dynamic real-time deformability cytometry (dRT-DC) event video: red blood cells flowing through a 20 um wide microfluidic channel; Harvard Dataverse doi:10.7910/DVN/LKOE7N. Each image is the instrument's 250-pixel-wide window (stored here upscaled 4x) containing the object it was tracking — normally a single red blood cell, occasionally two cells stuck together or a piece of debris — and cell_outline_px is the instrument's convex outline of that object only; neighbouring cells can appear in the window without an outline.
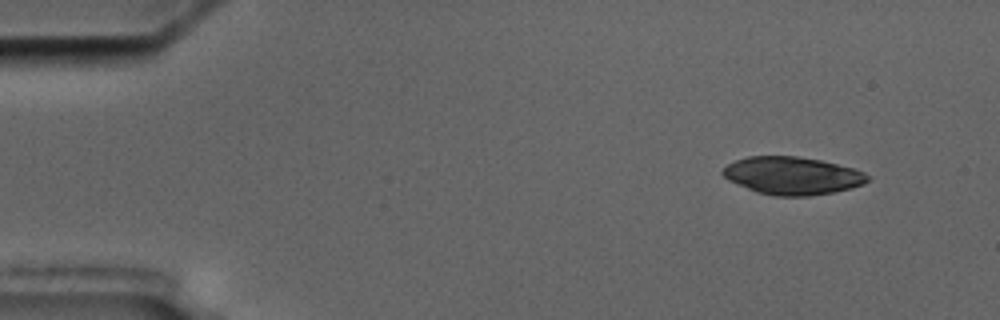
{"species": "common noctule bat (a hibernating species)", "species_latin": "Nyctalus noctula", "temperature_condition": "cold", "stored_images_in_passage": 10, "camera_frame_rate_fps": 3000, "um_per_image_px": 0.085, "animal": {"sex": "male", "body_mass_g": 17.5, "forearm_length_mm": 52.3}, "frame": {"image": 1, "passage_image": 1, "time_ms": 0.0, "image_size_px": [1000, 320], "cell_outline_px": [[872, 180], [864, 184], [852, 188], [832, 192], [808, 196], [772, 196], [756, 192], [728, 180], [720, 172], [728, 164], [736, 160], [748, 156], [796, 156], [820, 160], [856, 168], [864, 172]], "centroid_in_image_um": [67.37, 14.93], "position_along_channel_um": 17.6, "area_um2": 32.02}}
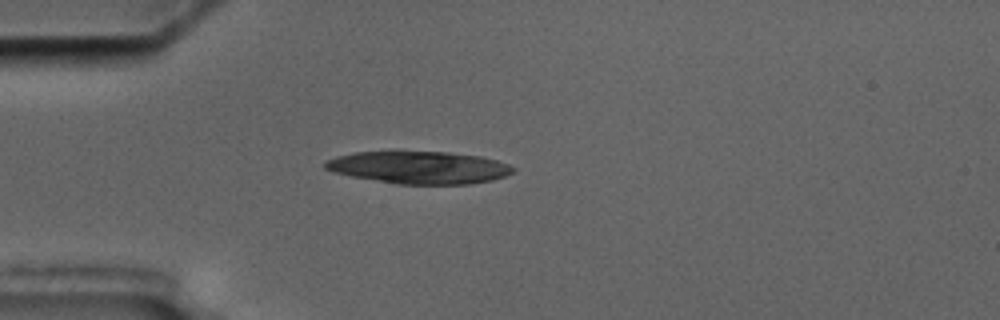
{"frame": {"image": 2, "passage_image": 4, "time_ms": 3.333, "image_size_px": [1000, 320], "cell_outline_px": [[516, 168], [512, 172], [504, 176], [492, 180], [468, 184], [396, 184], [352, 176], [332, 172], [324, 168], [324, 160], [336, 156], [352, 152], [448, 152], [480, 156], [496, 160], [508, 164]], "centroid_in_image_um": [35.59, 14.23], "position_along_channel_um": 49.4, "area_um2": 35.43}}